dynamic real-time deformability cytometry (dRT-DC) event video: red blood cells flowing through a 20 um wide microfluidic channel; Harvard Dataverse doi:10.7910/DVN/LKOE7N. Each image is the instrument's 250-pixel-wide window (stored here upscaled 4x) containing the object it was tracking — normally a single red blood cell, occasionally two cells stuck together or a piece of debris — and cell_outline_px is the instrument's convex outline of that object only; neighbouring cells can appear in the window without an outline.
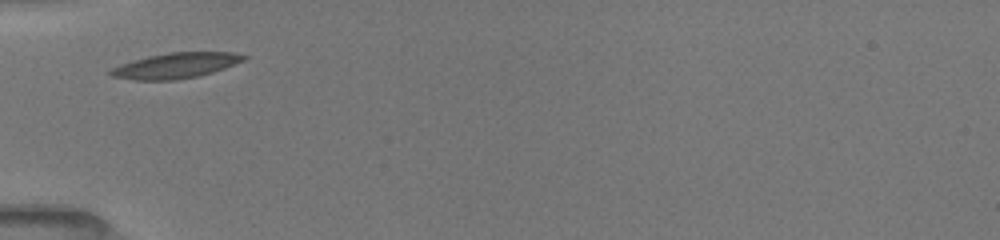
{"species": "common noctule bat (a hibernating species)", "species_latin": "Nyctalus noctula", "temperature_condition": "room temperature", "stored_images_in_passage": 29, "camera_frame_rate_fps": 3000, "um_per_image_px": 0.085, "animal": {"sex": "female", "body_mass_g": 19.5, "forearm_length_mm": 54.1}, "frame": {"image": 1, "passage_image": 1, "time_ms": 0.0, "image_size_px": [1000, 240], "cell_outline_px": [[248, 56], [244, 60], [224, 68], [200, 76], [176, 80], [132, 80], [112, 76], [108, 72], [112, 68], [120, 64], [132, 60], [148, 56], [168, 52], [232, 52]], "centroid_in_image_um": [14.91, 5.57], "position_along_channel_um": 70.1, "area_um2": 19.77}}
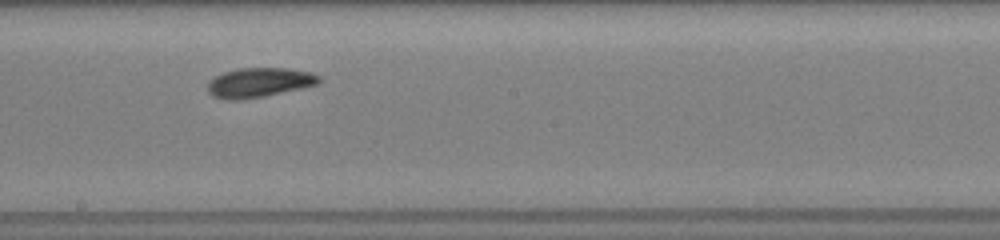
{"frame": {"image": 2, "passage_image": 13, "time_ms": 4.0, "image_size_px": [1000, 240], "cell_outline_px": [[320, 80], [316, 84], [300, 88], [264, 96], [240, 100], [228, 100], [212, 96], [208, 92], [208, 80], [224, 72], [240, 68], [288, 68], [308, 72], [320, 76]], "centroid_in_image_um": [21.97, 7.01], "position_along_channel_um": 226.2, "area_um2": 18.96}}
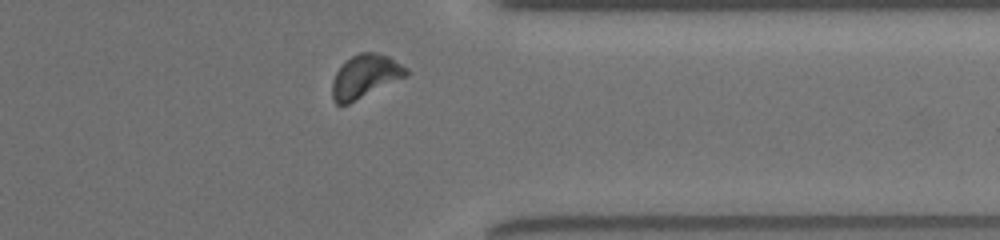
{"frame": {"image": 3, "passage_image": 25, "time_ms": 8.0, "image_size_px": [1000, 240], "cell_outline_px": [[408, 76], [348, 104], [336, 104], [332, 100], [332, 80], [336, 72], [352, 56], [360, 52], [376, 52], [388, 56], [408, 68]], "centroid_in_image_um": [31.05, 6.49], "position_along_channel_um": 380.3, "area_um2": 18.61}, "authors_computed_cell_mechanics": {"area_um2": 18.7272, "velocity_mm_per_s": 3.9464, "shape_relaxation_time_tau1_ms": 2.2879, "shape_relaxation_time_tau2_ms": 10.7476, "deformation_change_tau1": 0.1031, "deformation_change_tau2": 0.1326}}